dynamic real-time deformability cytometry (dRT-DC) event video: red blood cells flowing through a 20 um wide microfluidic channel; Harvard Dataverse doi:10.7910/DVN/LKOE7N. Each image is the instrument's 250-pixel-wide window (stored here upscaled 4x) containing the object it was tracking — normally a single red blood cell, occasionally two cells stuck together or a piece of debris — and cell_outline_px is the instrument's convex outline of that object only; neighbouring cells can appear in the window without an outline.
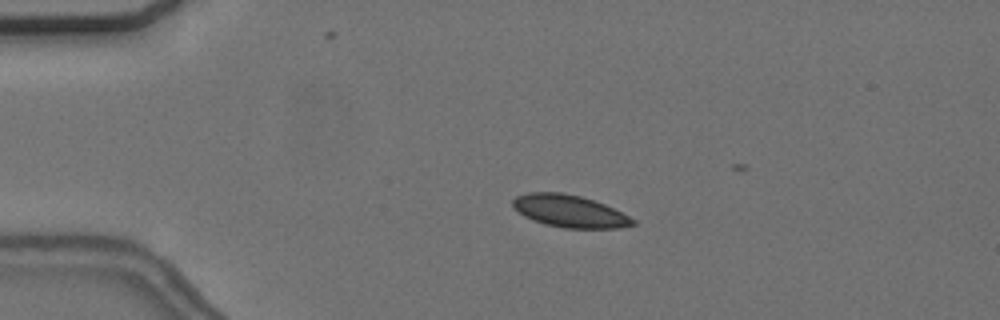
{"species": "common noctule bat (a hibernating species)", "species_latin": "Nyctalus noctula", "temperature_condition": "cold", "stored_images_in_passage": 9, "camera_frame_rate_fps": 3000, "um_per_image_px": 0.085, "animal": {"sex": "female", "body_mass_g": 24.6, "forearm_length_mm": 56.2}, "frame": {"image": 1, "passage_image": 1, "time_ms": 0.0, "image_size_px": [1000, 320], "cell_outline_px": [[636, 224], [620, 228], [564, 228], [544, 224], [532, 220], [524, 216], [512, 204], [512, 200], [516, 196], [528, 192], [560, 192], [580, 196], [604, 204], [636, 220]], "centroid_in_image_um": [48.4, 17.95], "position_along_channel_um": 36.6, "area_um2": 22.43}}